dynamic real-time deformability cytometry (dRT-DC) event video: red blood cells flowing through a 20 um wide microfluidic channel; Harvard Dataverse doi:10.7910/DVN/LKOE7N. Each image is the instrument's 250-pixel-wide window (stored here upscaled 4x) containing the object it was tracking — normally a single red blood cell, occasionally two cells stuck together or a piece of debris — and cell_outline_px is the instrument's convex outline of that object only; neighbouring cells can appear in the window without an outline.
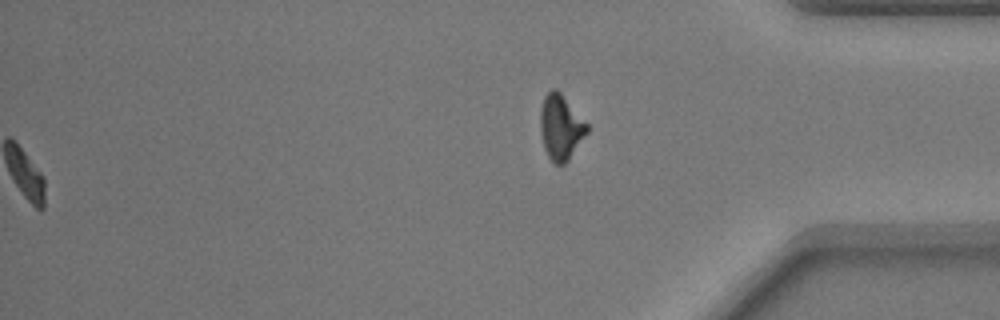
{"species": "common noctule bat (a hibernating species)", "species_latin": "Nyctalus noctula", "temperature_condition": "warm", "stored_images_in_passage": 53, "segment_of_instrument_passage": [2, 2], "camera_frame_rate_fps": 3000, "um_per_image_px": 0.085, "animal": {"sex": "male", "body_mass_g": 17.9}, "frame": {"image": 1, "passage_image": 53, "time_ms": 17.333, "image_size_px": [1000, 320], "cell_outline_px": [[588, 132], [568, 160], [564, 164], [556, 164], [548, 156], [544, 148], [540, 132], [540, 108], [544, 96], [552, 88], [556, 88], [560, 92], [588, 124]], "centroid_in_image_um": [47.65, 10.79], "position_along_channel_um": 387.6, "area_um2": 17.69}}